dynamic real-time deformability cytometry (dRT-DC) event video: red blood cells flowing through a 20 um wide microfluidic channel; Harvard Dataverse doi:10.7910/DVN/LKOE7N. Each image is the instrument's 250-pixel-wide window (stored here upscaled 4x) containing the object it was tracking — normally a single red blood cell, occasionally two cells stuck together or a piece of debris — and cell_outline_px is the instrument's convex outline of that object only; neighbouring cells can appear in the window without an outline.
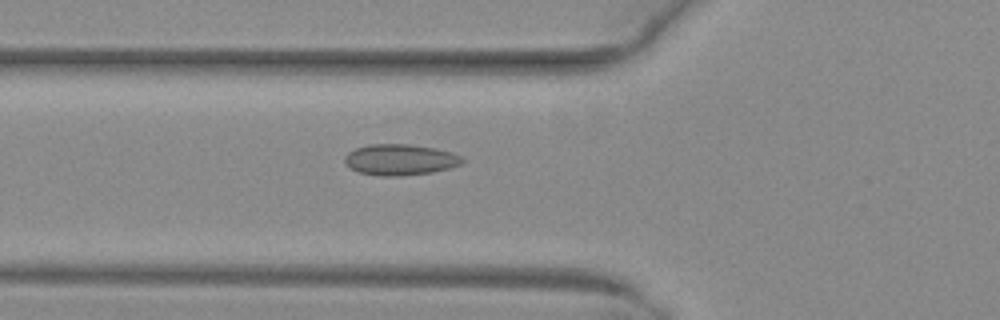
{"species": "common noctule bat (a hibernating species)", "species_latin": "Nyctalus noctula", "temperature_condition": "warm", "stored_images_in_passage": 44, "camera_frame_rate_fps": 3000, "um_per_image_px": 0.085, "animal": {"sex": "female", "body_mass_g": 29.2, "forearm_length_mm": 56.3}, "frame": {"image": 1, "passage_image": 12, "time_ms": 3.667, "image_size_px": [1000, 320], "cell_outline_px": [[464, 160], [460, 164], [448, 168], [432, 172], [400, 176], [380, 176], [360, 172], [352, 168], [344, 160], [344, 156], [348, 152], [356, 148], [368, 144], [408, 144], [432, 148], [448, 152], [460, 156]], "centroid_in_image_um": [33.97, 13.57], "position_along_channel_um": 91.8, "area_um2": 20.87}}
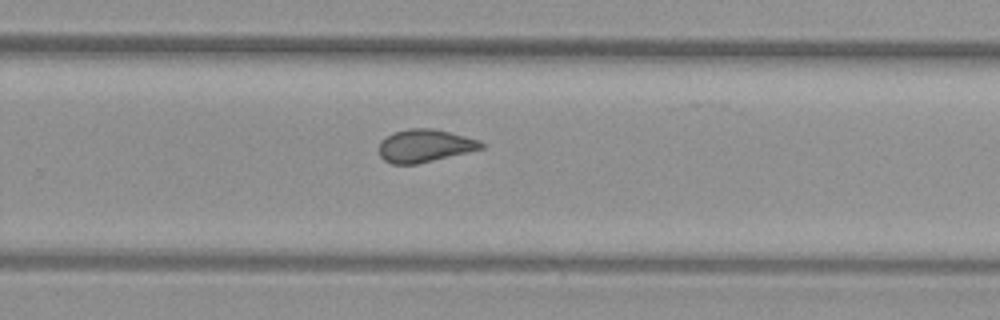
{"frame": {"image": 2, "passage_image": 27, "time_ms": 8.667, "image_size_px": [1000, 320], "cell_outline_px": [[484, 148], [468, 152], [416, 164], [392, 164], [384, 160], [380, 156], [380, 140], [392, 132], [408, 128], [432, 128], [480, 140], [484, 144]], "centroid_in_image_um": [36.08, 12.38], "position_along_channel_um": 293.7, "area_um2": 19.48}}
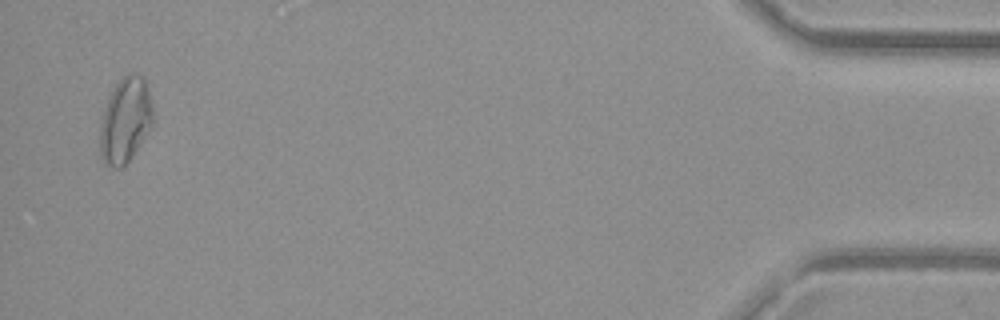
{"frame": {"image": 3, "passage_image": 43, "time_ms": 14.0, "image_size_px": [1000, 320], "cell_outline_px": [[152, 124], [132, 156], [120, 168], [112, 168], [104, 164], [100, 156], [100, 124], [104, 108], [112, 88], [128, 72], [136, 72], [144, 76], [152, 104]], "centroid_in_image_um": [10.63, 10.19], "position_along_channel_um": 424.6, "area_um2": 26.3}, "authors_computed_cell_mechanics": {"area_um2": 20.6635, "velocity_mm_per_s": 4.0392, "shape_relaxation_time_tau1_ms": null, "shape_relaxation_time_tau2_ms": 1.1333, "deformation_change_tau1": null, "deformation_change_tau2": 0.076}}